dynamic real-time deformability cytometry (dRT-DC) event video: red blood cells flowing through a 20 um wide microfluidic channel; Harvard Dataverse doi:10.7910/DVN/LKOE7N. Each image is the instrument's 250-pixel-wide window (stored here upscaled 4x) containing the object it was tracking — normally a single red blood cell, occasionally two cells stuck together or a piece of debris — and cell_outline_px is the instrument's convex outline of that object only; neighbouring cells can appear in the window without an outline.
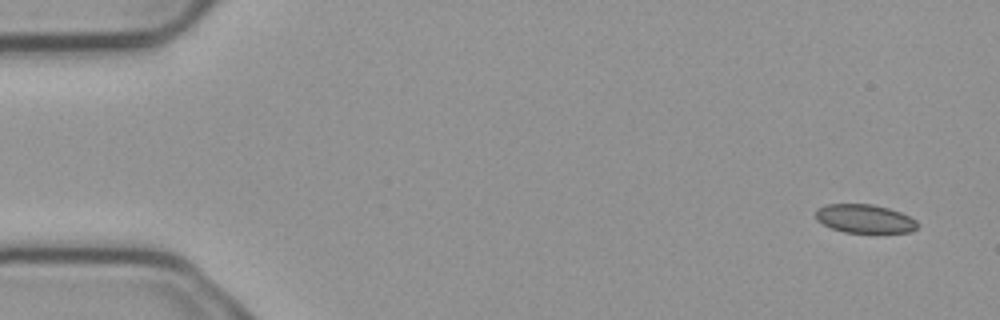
{"species": "common noctule bat (a hibernating species)", "species_latin": "Nyctalus noctula", "temperature_condition": "cold", "stored_images_in_passage": 4, "camera_frame_rate_fps": 3000, "um_per_image_px": 0.085, "animal": {"sex": "male", "body_mass_g": 23.1, "forearm_length_mm": 52.7}, "frame": {"image": 1, "passage_image": 1, "time_ms": 0.0, "image_size_px": [1000, 320], "cell_outline_px": [[916, 228], [912, 232], [844, 232], [832, 228], [816, 220], [816, 208], [828, 204], [872, 204], [888, 208], [900, 212], [916, 220]], "centroid_in_image_um": [73.47, 18.58], "position_along_channel_um": 11.5, "area_um2": 16.76}}
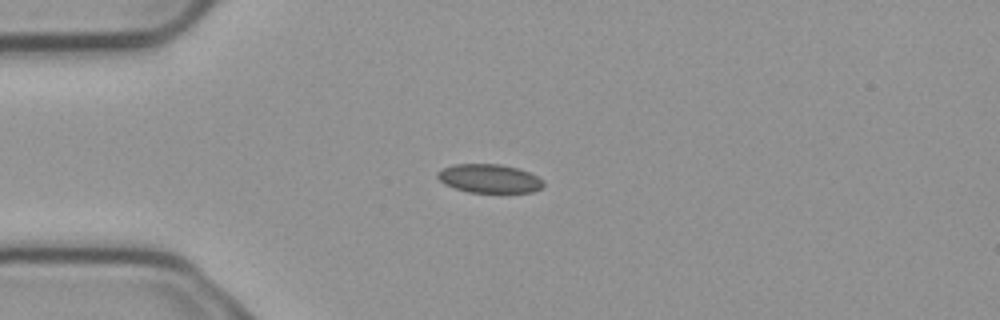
{"frame": {"image": 2, "passage_image": 4, "time_ms": 1.0, "image_size_px": [1000, 320], "cell_outline_px": [[544, 184], [540, 188], [532, 192], [468, 192], [444, 184], [436, 176], [436, 172], [452, 164], [500, 164], [516, 168], [528, 172], [544, 180]], "centroid_in_image_um": [41.57, 15.17], "position_along_channel_um": 43.4, "area_um2": 17.57}}